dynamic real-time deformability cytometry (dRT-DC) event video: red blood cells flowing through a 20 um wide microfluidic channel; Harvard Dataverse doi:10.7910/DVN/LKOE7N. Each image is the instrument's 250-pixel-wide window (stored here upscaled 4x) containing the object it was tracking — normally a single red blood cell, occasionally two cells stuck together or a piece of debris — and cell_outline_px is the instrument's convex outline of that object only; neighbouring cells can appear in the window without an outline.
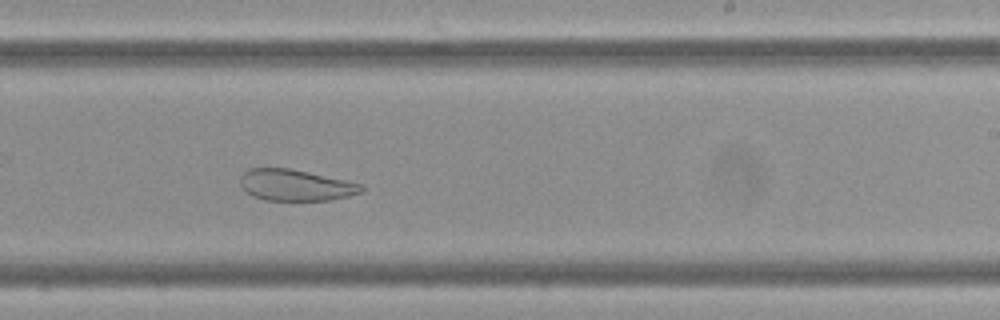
{"species": "Egyptian fruit bat (a non-hibernating species)", "species_latin": "Rousettus aegyptiacus", "temperature_condition": "cold", "stored_images_in_passage": 55, "camera_frame_rate_fps": 3000, "um_per_image_px": 0.085, "frame": {"image": 1, "passage_image": 32, "time_ms": 10.333, "image_size_px": [1000, 320], "cell_outline_px": [[364, 188], [360, 192], [348, 196], [328, 200], [264, 200], [252, 196], [240, 184], [240, 176], [248, 168], [292, 168], [364, 184]], "centroid_in_image_um": [25.12, 15.72], "position_along_channel_um": 263.9, "area_um2": 22.14}}